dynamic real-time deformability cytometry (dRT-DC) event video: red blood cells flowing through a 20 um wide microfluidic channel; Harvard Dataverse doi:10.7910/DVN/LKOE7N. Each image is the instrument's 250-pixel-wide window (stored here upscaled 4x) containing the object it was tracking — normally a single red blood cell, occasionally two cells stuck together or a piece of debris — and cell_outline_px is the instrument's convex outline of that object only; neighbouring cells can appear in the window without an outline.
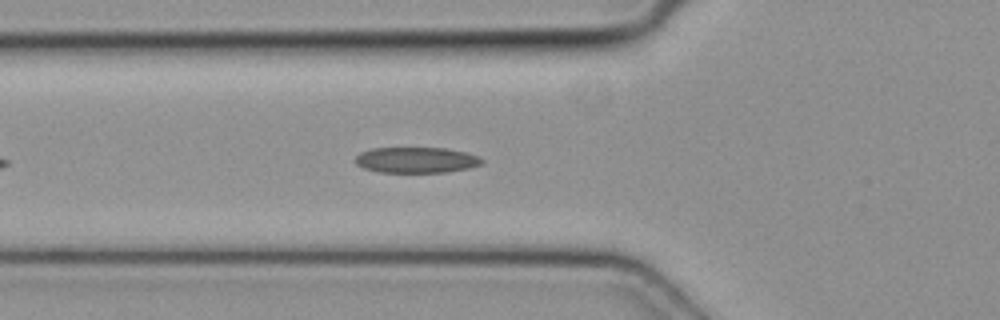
{"species": "common noctule bat (a hibernating species)", "species_latin": "Nyctalus noctula", "temperature_condition": "cold", "stored_images_in_passage": 3, "camera_frame_rate_fps": 3000, "um_per_image_px": 0.085, "animal": {"sex": "female", "body_mass_g": 19.3, "forearm_length_mm": 54.1}, "frame": {"image": 1, "passage_image": 3, "time_ms": 0.667, "image_size_px": [1000, 320], "cell_outline_px": [[484, 164], [468, 168], [444, 172], [380, 172], [364, 168], [356, 164], [356, 156], [360, 152], [372, 148], [444, 148], [464, 152], [480, 156], [484, 160]], "centroid_in_image_um": [35.41, 13.6], "position_along_channel_um": 90.4, "area_um2": 18.96}}